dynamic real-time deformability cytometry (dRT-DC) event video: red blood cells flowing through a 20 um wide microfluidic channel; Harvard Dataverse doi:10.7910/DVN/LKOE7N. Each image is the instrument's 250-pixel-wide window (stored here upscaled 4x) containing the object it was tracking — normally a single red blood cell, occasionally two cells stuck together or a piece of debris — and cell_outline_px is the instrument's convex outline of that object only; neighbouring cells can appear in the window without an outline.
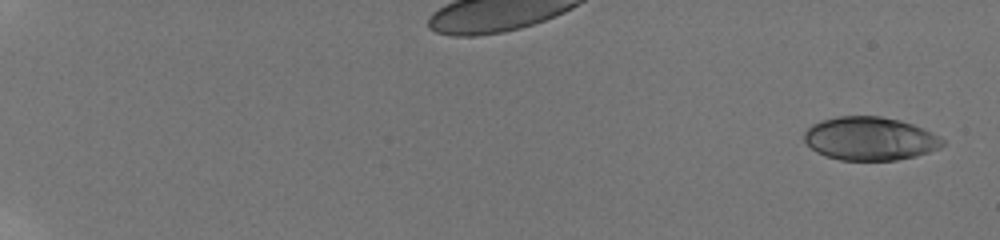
{"species": "human", "species_latin": "Homo sapiens", "temperature_condition": "room temperature", "stored_images_in_passage": 26, "camera_frame_rate_fps": 3000, "um_per_image_px": 0.085, "donor": {"sex": "male"}, "frame": {"image": 1, "passage_image": 1, "time_ms": 0.0, "image_size_px": [1000, 240], "cell_outline_px": [[944, 144], [928, 152], [916, 156], [896, 160], [840, 160], [816, 152], [804, 140], [804, 132], [812, 124], [820, 120], [836, 116], [880, 116], [900, 120], [924, 128], [932, 132], [944, 140]], "centroid_in_image_um": [73.93, 11.77], "position_along_channel_um": 11.1, "area_um2": 34.91}}
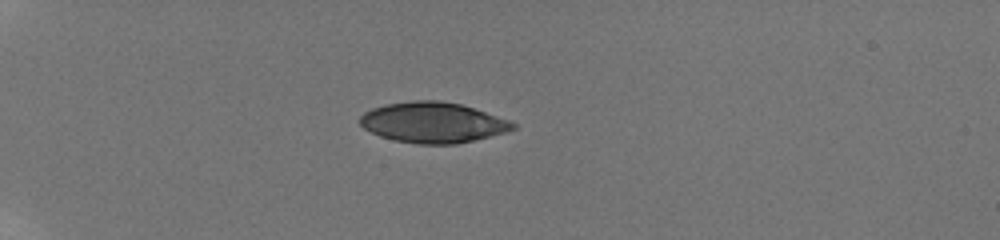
{"frame": {"image": 2, "passage_image": 16, "time_ms": 5.667, "image_size_px": [1000, 240], "cell_outline_px": [[516, 128], [504, 132], [456, 144], [420, 144], [396, 140], [380, 136], [364, 128], [360, 124], [360, 116], [364, 112], [372, 108], [384, 104], [412, 100], [440, 100], [460, 104], [508, 120], [516, 124]], "centroid_in_image_um": [36.75, 10.4], "position_along_channel_um": 48.3, "area_um2": 35.72}}
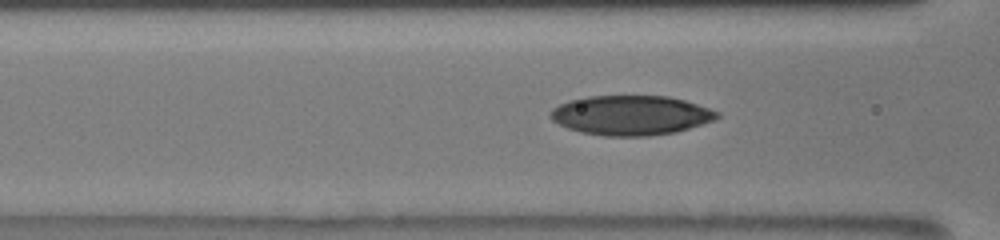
{"frame": {"image": 3, "passage_image": 25, "time_ms": 8.667, "image_size_px": [1000, 240], "cell_outline_px": [[720, 116], [716, 120], [676, 132], [648, 136], [604, 136], [580, 132], [568, 128], [552, 120], [548, 116], [548, 112], [552, 108], [568, 100], [588, 96], [668, 96], [684, 100], [720, 112]], "centroid_in_image_um": [53.61, 9.8], "position_along_channel_um": 113.0, "area_um2": 38.67}}